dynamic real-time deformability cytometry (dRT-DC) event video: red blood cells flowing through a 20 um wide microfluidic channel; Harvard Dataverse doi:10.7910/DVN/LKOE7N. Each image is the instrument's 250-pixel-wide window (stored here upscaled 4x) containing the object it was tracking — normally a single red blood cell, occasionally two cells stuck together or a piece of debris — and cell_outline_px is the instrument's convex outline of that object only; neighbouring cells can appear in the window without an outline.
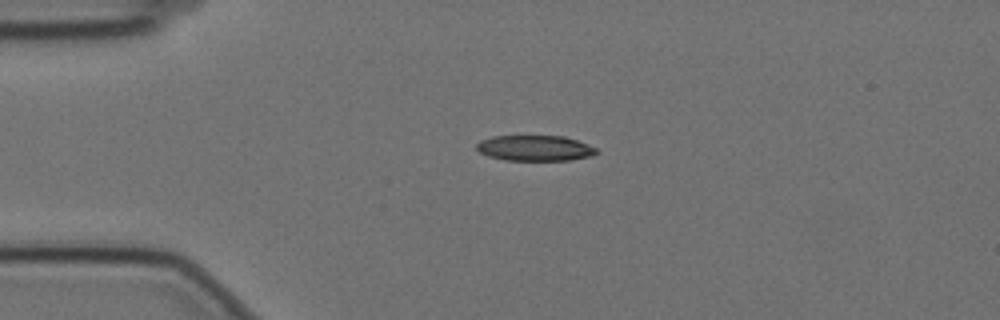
{"species": "Egyptian fruit bat (a non-hibernating species)", "species_latin": "Rousettus aegyptiacus", "temperature_condition": "cold", "stored_images_in_passage": 18, "camera_frame_rate_fps": 3000, "um_per_image_px": 0.085, "animal": {"sex": "female"}, "frame": {"image": 1, "passage_image": 12, "time_ms": 3.667, "image_size_px": [1000, 320], "cell_outline_px": [[600, 152], [592, 156], [572, 160], [504, 160], [488, 156], [480, 152], [476, 148], [476, 144], [480, 140], [492, 136], [564, 136], [576, 140], [596, 148]], "centroid_in_image_um": [45.47, 12.59], "position_along_channel_um": 39.5, "area_um2": 17.92}}
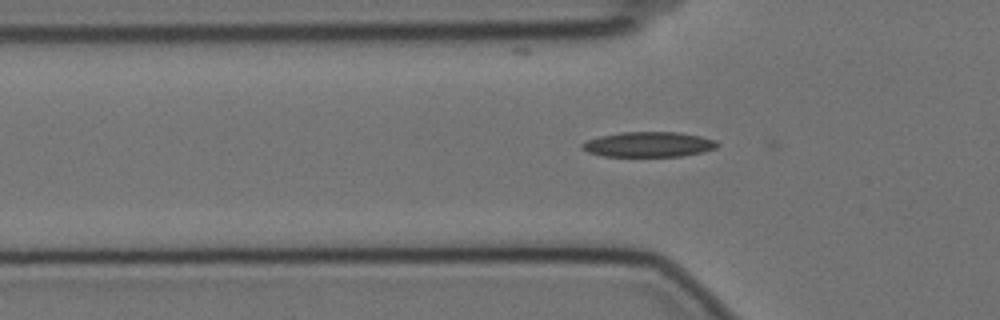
{"frame": {"image": 2, "passage_image": 17, "time_ms": 5.333, "image_size_px": [1000, 320], "cell_outline_px": [[720, 144], [716, 148], [704, 152], [680, 156], [600, 156], [588, 152], [580, 148], [580, 144], [588, 140], [600, 136], [620, 132], [680, 132], [700, 136], [716, 140]], "centroid_in_image_um": [55.14, 12.27], "position_along_channel_um": 70.7, "area_um2": 19.94}}